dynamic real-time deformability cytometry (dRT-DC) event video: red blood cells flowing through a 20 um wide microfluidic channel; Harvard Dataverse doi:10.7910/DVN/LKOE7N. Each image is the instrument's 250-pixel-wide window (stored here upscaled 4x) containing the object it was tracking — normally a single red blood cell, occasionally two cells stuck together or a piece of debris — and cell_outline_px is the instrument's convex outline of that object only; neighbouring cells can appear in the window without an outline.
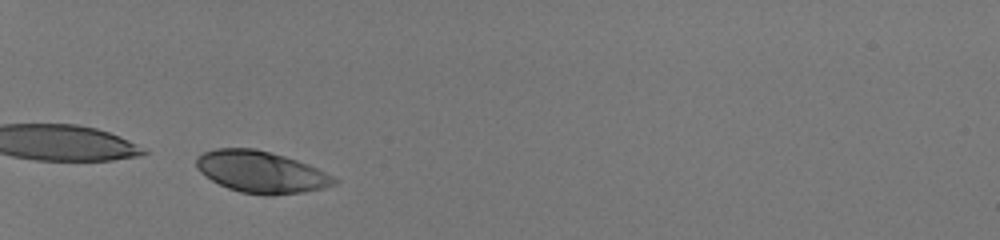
{"species": "human", "species_latin": "Homo sapiens", "temperature_condition": "room temperature", "stored_images_in_passage": 32, "camera_frame_rate_fps": 3000, "um_per_image_px": 0.085, "donor": {"sex": "male"}, "frame": {"image": 1, "passage_image": 1, "time_ms": 0.0, "image_size_px": [1000, 240], "cell_outline_px": [[340, 180], [336, 184], [324, 188], [304, 192], [272, 196], [268, 196], [240, 192], [228, 188], [204, 176], [196, 168], [196, 156], [204, 152], [216, 148], [256, 148], [284, 156], [308, 164]], "centroid_in_image_um": [22.18, 14.62], "position_along_channel_um": 62.8, "area_um2": 33.64}}
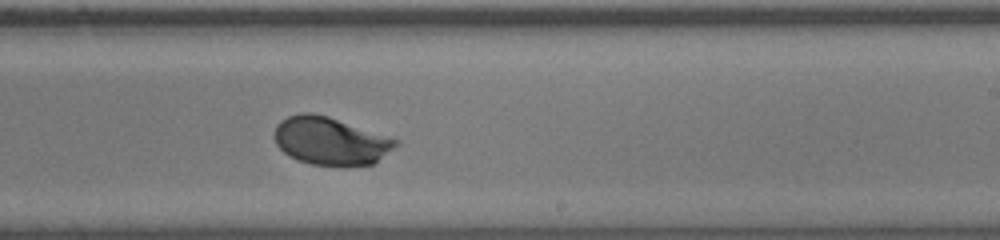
{"frame": {"image": 2, "passage_image": 18, "time_ms": 5.667, "image_size_px": [1000, 240], "cell_outline_px": [[400, 144], [372, 164], [348, 168], [340, 168], [312, 164], [296, 160], [288, 156], [276, 144], [272, 136], [276, 124], [280, 120], [288, 116], [300, 112], [312, 112], [328, 116], [400, 140]], "centroid_in_image_um": [28.07, 12.0], "position_along_channel_um": 260.9, "area_um2": 34.68}}
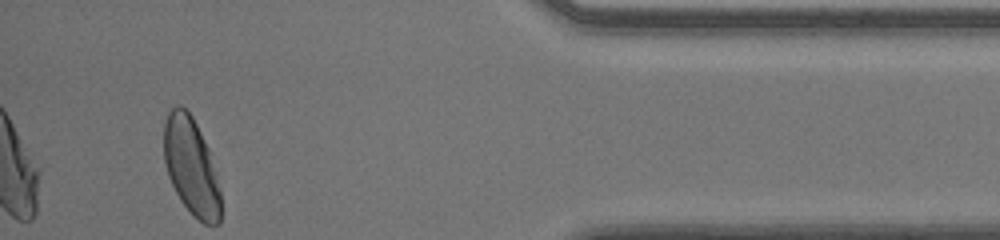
{"frame": {"image": 3, "passage_image": 32, "time_ms": 10.333, "image_size_px": [1000, 240], "cell_outline_px": [[220, 224], [204, 224], [180, 200], [168, 176], [164, 160], [164, 124], [168, 112], [176, 104], [180, 104], [192, 116], [208, 148], [220, 192]], "centroid_in_image_um": [16.23, 14.12], "position_along_channel_um": 419.0, "area_um2": 31.62}, "authors_computed_cell_mechanics": {"area_um2": 34.102, "velocity_mm_per_s": 4.0481, "shape_relaxation_time_tau1_ms": 2.091, "shape_relaxation_time_tau2_ms": null, "deformation_change_tau1": 0.1483, "deformation_change_tau2": null}}